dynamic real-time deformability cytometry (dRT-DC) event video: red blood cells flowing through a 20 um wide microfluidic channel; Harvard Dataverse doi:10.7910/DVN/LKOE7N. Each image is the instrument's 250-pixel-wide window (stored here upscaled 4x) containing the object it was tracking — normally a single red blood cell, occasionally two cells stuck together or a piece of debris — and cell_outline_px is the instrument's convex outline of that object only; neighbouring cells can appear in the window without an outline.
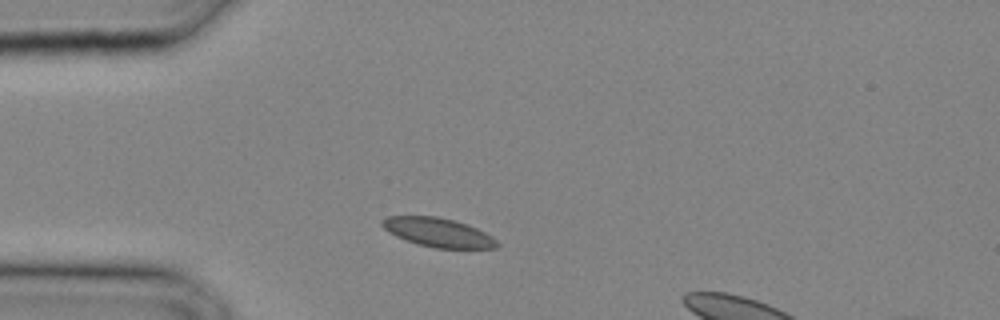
{"species": "common noctule bat (a hibernating species)", "species_latin": "Nyctalus noctula", "temperature_condition": "cold", "stored_images_in_passage": 3, "camera_frame_rate_fps": 3000, "um_per_image_px": 0.085, "animal": {"sex": "male", "body_mass_g": 20.4}, "frame": {"image": 1, "passage_image": 1, "time_ms": 0.0, "image_size_px": [1000, 320], "cell_outline_px": [[500, 244], [496, 248], [436, 248], [416, 244], [396, 236], [388, 232], [380, 224], [380, 220], [388, 216], [436, 216], [468, 224], [492, 236]], "centroid_in_image_um": [37.22, 19.75], "position_along_channel_um": 47.8, "area_um2": 19.42}}